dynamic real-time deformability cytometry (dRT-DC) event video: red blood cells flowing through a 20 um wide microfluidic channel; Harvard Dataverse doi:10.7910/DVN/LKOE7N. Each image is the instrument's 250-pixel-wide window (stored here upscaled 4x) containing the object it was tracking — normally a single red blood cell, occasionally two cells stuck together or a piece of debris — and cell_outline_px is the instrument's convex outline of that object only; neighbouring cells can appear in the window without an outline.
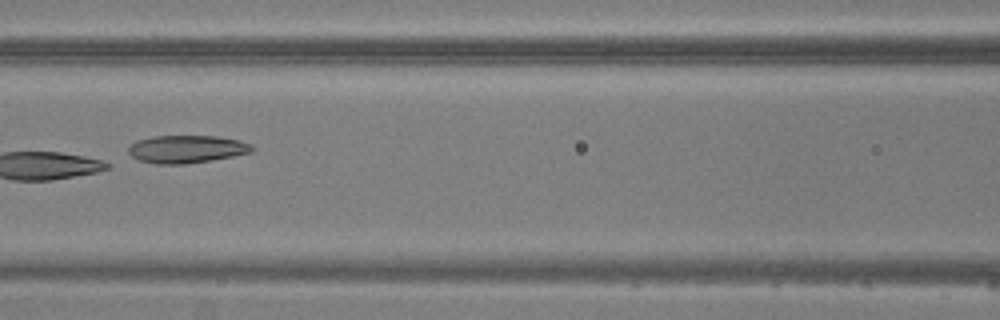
{"species": "common noctule bat (a hibernating species)", "species_latin": "Nyctalus noctula", "temperature_condition": "warm", "stored_images_in_passage": 7, "camera_frame_rate_fps": 3000, "um_per_image_px": 0.085, "animal": {"sex": "male", "body_mass_g": 20.5, "forearm_length_mm": 52.5}, "frame": {"image": 1, "passage_image": 7, "time_ms": 7.0, "image_size_px": [1000, 320], "cell_outline_px": [[256, 148], [252, 152], [212, 160], [184, 164], [156, 164], [140, 160], [132, 156], [128, 152], [128, 148], [136, 140], [152, 136], [216, 136], [240, 140], [252, 144]], "centroid_in_image_um": [15.89, 12.67], "position_along_channel_um": 150.7, "area_um2": 20.06}}